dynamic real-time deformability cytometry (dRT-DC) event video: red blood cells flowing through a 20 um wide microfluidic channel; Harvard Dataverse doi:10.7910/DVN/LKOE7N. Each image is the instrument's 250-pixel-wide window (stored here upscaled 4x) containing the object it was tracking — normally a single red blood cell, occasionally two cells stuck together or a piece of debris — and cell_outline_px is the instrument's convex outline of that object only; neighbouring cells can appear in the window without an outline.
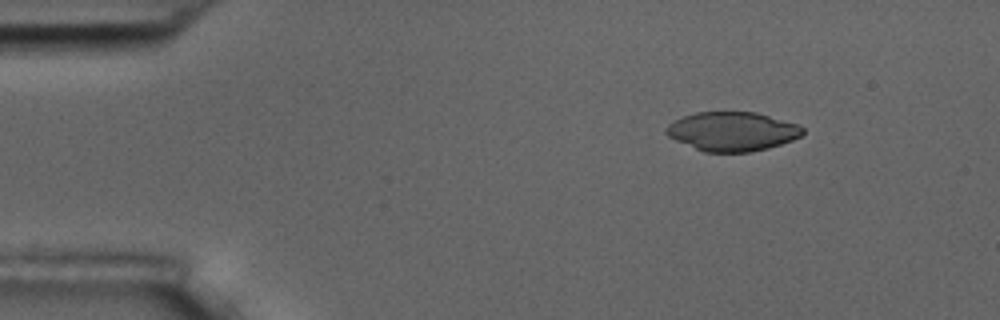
{"species": "common noctule bat (a hibernating species)", "species_latin": "Nyctalus noctula", "temperature_condition": "room temperature", "stored_images_in_passage": 15, "camera_frame_rate_fps": 3000, "um_per_image_px": 0.085, "animal": {"sex": "male", "body_mass_g": 17.5, "forearm_length_mm": 52.3}, "frame": {"image": 1, "passage_image": 3, "time_ms": 2.333, "image_size_px": [1000, 320], "cell_outline_px": [[804, 132], [800, 136], [792, 140], [768, 148], [752, 152], [704, 152], [676, 140], [668, 136], [664, 132], [664, 128], [668, 124], [684, 116], [696, 112], [756, 112], [796, 124], [804, 128]], "centroid_in_image_um": [62.22, 11.17], "position_along_channel_um": 22.8, "area_um2": 30.92}}